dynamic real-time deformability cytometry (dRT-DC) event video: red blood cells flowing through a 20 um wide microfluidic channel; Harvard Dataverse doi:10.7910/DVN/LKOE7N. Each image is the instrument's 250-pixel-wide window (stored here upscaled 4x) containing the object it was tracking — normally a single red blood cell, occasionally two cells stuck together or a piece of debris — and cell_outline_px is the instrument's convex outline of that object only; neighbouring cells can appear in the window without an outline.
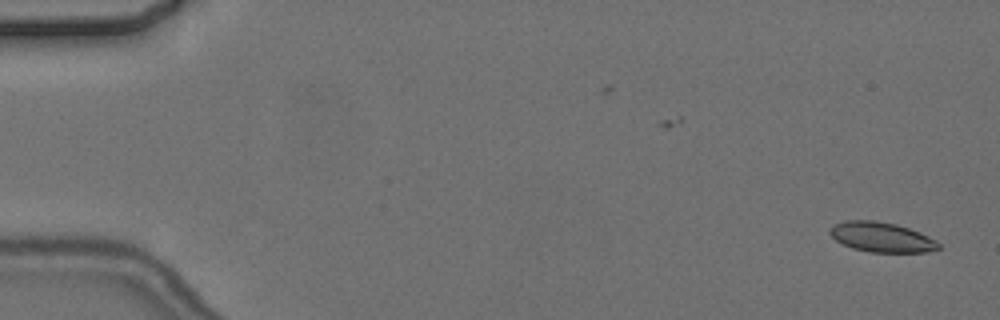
{"species": "common noctule bat (a hibernating species)", "species_latin": "Nyctalus noctula", "temperature_condition": "cold", "stored_images_in_passage": 2, "camera_frame_rate_fps": 3000, "um_per_image_px": 0.085, "animal": {"sex": "female", "body_mass_g": 24.6, "forearm_length_mm": 56.2}, "frame": {"image": 1, "passage_image": 2, "time_ms": 1.333, "image_size_px": [1000, 320], "cell_outline_px": [[940, 248], [928, 252], [868, 252], [852, 248], [836, 240], [828, 232], [832, 224], [844, 220], [876, 220], [896, 224], [908, 228], [928, 236], [936, 240], [940, 244]], "centroid_in_image_um": [74.91, 20.15], "position_along_channel_um": 10.1, "area_um2": 19.02}}